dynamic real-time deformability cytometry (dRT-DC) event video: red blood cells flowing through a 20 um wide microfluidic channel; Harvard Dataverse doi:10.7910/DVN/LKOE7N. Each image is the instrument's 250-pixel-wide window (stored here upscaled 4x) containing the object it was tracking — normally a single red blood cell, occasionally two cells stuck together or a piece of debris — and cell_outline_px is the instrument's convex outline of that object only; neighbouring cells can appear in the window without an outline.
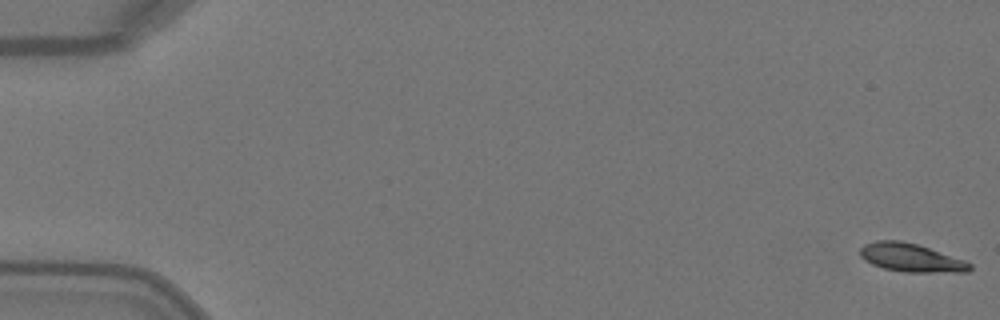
{"species": "Egyptian fruit bat (a non-hibernating species)", "species_latin": "Rousettus aegyptiacus", "temperature_condition": "warm", "stored_images_in_passage": 50, "camera_frame_rate_fps": 3000, "um_per_image_px": 0.085, "animal": {"sex": "female"}, "frame": {"image": 1, "passage_image": 1, "time_ms": 0.0, "image_size_px": [1000, 320], "cell_outline_px": [[972, 268], [968, 272], [904, 272], [884, 268], [872, 264], [864, 260], [860, 256], [860, 248], [864, 244], [876, 240], [900, 240], [916, 244], [964, 260], [972, 264]], "centroid_in_image_um": [77.41, 21.9], "position_along_channel_um": 7.6, "area_um2": 18.03}}
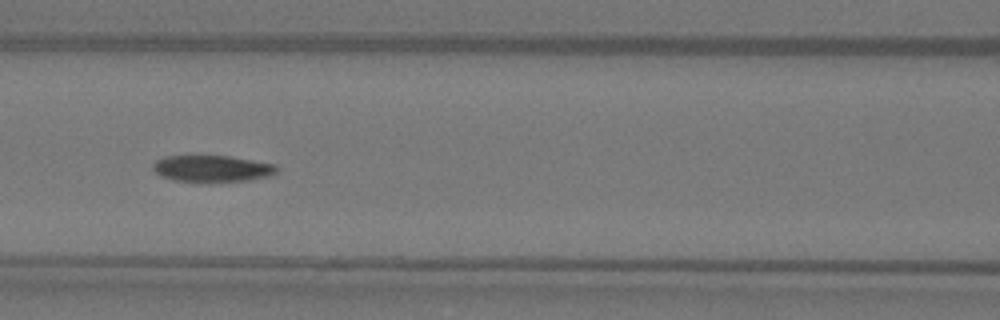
{"frame": {"image": 2, "passage_image": 23, "time_ms": 7.333, "image_size_px": [1000, 320], "cell_outline_px": [[276, 172], [272, 176], [248, 180], [208, 184], [200, 184], [176, 180], [164, 176], [156, 172], [152, 168], [152, 164], [156, 160], [164, 156], [228, 156], [276, 164]], "centroid_in_image_um": [18.03, 14.36], "position_along_channel_um": 148.6, "area_um2": 19.65}}
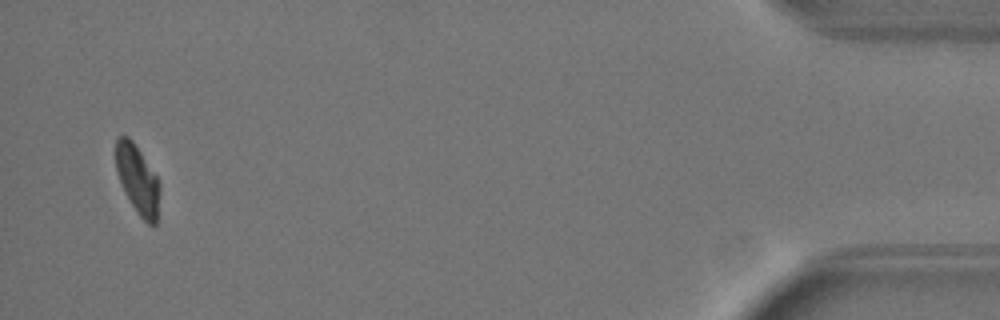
{"frame": {"image": 3, "passage_image": 49, "time_ms": 16.0, "image_size_px": [1000, 320], "cell_outline_px": [[160, 188], [156, 224], [148, 224], [136, 212], [124, 192], [120, 184], [116, 172], [116, 136], [128, 136], [132, 140], [156, 176], [160, 184]], "centroid_in_image_um": [11.67, 15.27], "position_along_channel_um": 423.5, "area_um2": 17.51}, "authors_computed_cell_mechanics": {"area_um2": 19.3341, "velocity_mm_per_s": 4.0951, "shape_relaxation_time_tau1_ms": 3.7628, "shape_relaxation_time_tau2_ms": null, "deformation_change_tau1": 0.1633, "deformation_change_tau2": null}}